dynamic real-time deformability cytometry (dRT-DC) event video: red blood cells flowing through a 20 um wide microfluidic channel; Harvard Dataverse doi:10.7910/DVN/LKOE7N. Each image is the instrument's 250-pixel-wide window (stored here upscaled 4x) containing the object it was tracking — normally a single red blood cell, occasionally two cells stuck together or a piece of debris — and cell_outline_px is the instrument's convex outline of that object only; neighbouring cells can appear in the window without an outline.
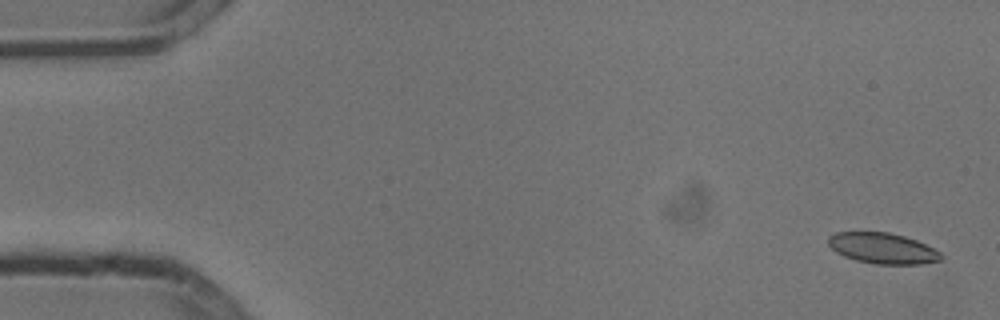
{"species": "common noctule bat (a hibernating species)", "species_latin": "Nyctalus noctula", "temperature_condition": "cold", "stored_images_in_passage": 54, "camera_frame_rate_fps": 3000, "um_per_image_px": 0.085, "animal": {"sex": "male", "body_mass_g": 13.3}, "frame": {"image": 1, "passage_image": 2, "time_ms": 0.333, "image_size_px": [1000, 320], "cell_outline_px": [[944, 256], [940, 260], [920, 264], [876, 264], [856, 260], [844, 256], [836, 252], [828, 244], [828, 236], [836, 232], [888, 232], [904, 236], [916, 240], [940, 252]], "centroid_in_image_um": [75.01, 21.1], "position_along_channel_um": 10.0, "area_um2": 20.11}}
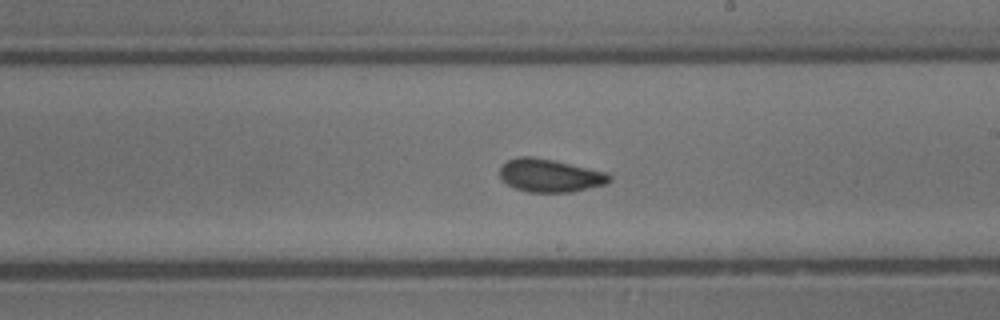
{"frame": {"image": 2, "passage_image": 31, "time_ms": 10.0, "image_size_px": [1000, 320], "cell_outline_px": [[612, 180], [604, 184], [572, 192], [528, 192], [516, 188], [508, 184], [500, 176], [500, 168], [508, 160], [516, 156], [532, 156], [552, 160], [608, 172], [612, 176]], "centroid_in_image_um": [46.77, 14.91], "position_along_channel_um": 242.2, "area_um2": 20.98}}
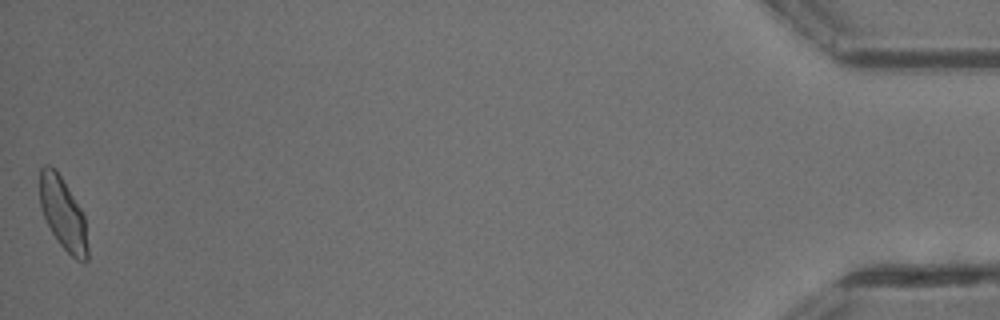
{"frame": {"image": 3, "passage_image": 54, "time_ms": 17.667, "image_size_px": [1000, 320], "cell_outline_px": [[88, 260], [76, 260], [60, 244], [52, 232], [40, 208], [40, 168], [44, 164], [48, 164], [60, 176], [80, 208], [84, 216], [88, 248]], "centroid_in_image_um": [5.35, 18.17], "position_along_channel_um": 429.9, "area_um2": 19.65}, "authors_computed_cell_mechanics": {"area_um2": 20.7791, "velocity_mm_per_s": 3.7757, "shape_relaxation_time_tau1_ms": 3.9427, "shape_relaxation_time_tau2_ms": 1.475, "deformation_change_tau1": 0.1031, "deformation_change_tau2": 0.05}}